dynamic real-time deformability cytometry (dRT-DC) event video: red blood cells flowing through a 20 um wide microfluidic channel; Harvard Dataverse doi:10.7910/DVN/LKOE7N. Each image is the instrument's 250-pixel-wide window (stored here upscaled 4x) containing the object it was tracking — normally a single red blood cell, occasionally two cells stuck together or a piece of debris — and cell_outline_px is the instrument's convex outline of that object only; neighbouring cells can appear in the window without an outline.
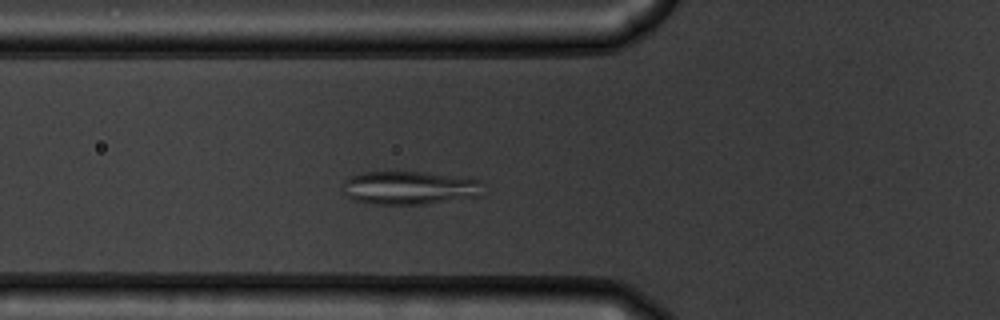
{"species": "common noctule bat (a hibernating species)", "species_latin": "Nyctalus noctula", "temperature_condition": "warm", "stored_images_in_passage": 49, "camera_frame_rate_fps": 3000, "um_per_image_px": 0.085, "animal": {"sex": "male", "body_mass_g": 19.5, "forearm_length_mm": 54.6}, "frame": {"image": 1, "passage_image": 14, "time_ms": 4.333, "image_size_px": [1000, 320], "cell_outline_px": [[480, 196], [424, 204], [372, 204], [356, 200], [348, 196], [340, 188], [344, 180], [352, 176], [364, 172], [424, 172], [480, 180]], "centroid_in_image_um": [34.74, 15.97], "position_along_channel_um": 91.1, "area_um2": 26.99}}
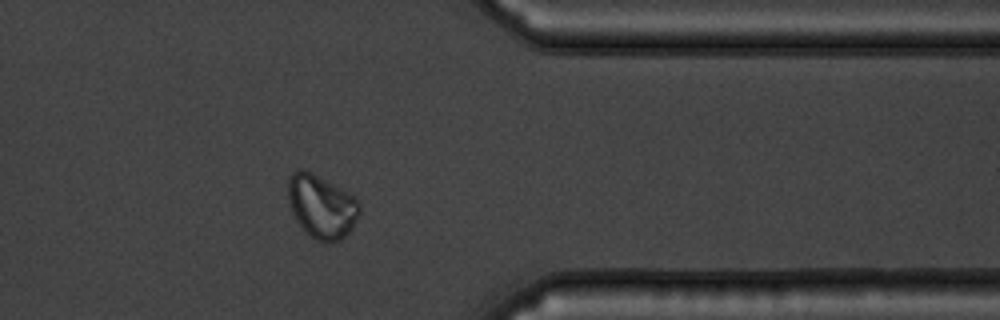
{"frame": {"image": 2, "passage_image": 39, "time_ms": 12.667, "image_size_px": [1000, 320], "cell_outline_px": [[360, 212], [352, 228], [340, 240], [324, 244], [316, 240], [304, 232], [296, 220], [292, 212], [288, 200], [288, 176], [292, 172], [300, 168], [304, 168], [312, 172], [340, 188], [352, 196], [360, 204]], "centroid_in_image_um": [27.29, 17.56], "position_along_channel_um": 384.1, "area_um2": 26.53}}
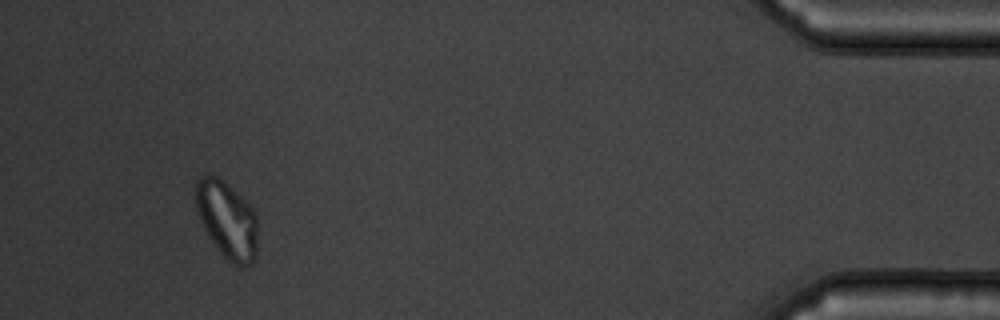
{"frame": {"image": 3, "passage_image": 46, "time_ms": 15.0, "image_size_px": [1000, 320], "cell_outline_px": [[256, 256], [252, 264], [244, 268], [236, 268], [224, 260], [208, 236], [196, 212], [192, 196], [196, 180], [204, 172], [208, 172], [216, 176], [240, 196], [252, 208], [256, 216]], "centroid_in_image_um": [19.23, 18.72], "position_along_channel_um": 416.0, "area_um2": 28.73}, "authors_computed_cell_mechanics": {"area_um2": 26.5302, "velocity_mm_per_s": 3.6429, "shape_relaxation_time_tau1_ms": 8.9498, "shape_relaxation_time_tau2_ms": null, "deformation_change_tau1": 0.1869, "deformation_change_tau2": null}}